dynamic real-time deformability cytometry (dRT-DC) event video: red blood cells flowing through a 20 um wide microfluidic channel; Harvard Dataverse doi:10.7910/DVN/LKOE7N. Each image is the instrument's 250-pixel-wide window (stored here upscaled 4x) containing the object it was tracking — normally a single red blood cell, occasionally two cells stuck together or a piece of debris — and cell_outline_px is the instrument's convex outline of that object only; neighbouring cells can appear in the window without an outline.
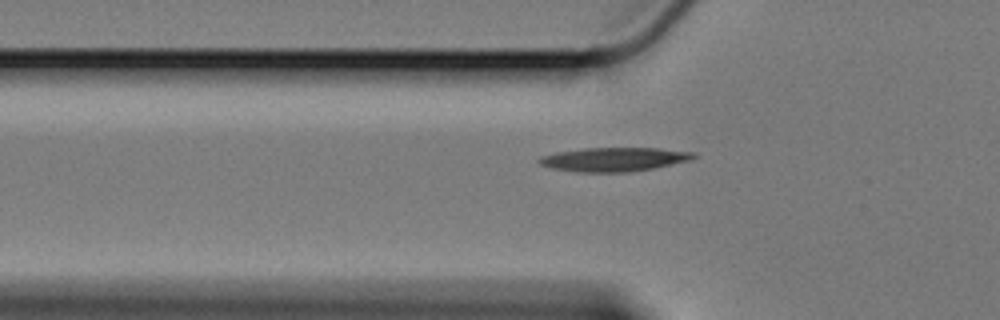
{"species": "Egyptian fruit bat (a non-hibernating species)", "species_latin": "Rousettus aegyptiacus", "temperature_condition": "cold", "stored_images_in_passage": 37, "camera_frame_rate_fps": 3000, "um_per_image_px": 0.085, "animal": {"sex": "female"}, "frame": {"image": 1, "passage_image": 2, "time_ms": 0.333, "image_size_px": [1000, 320], "cell_outline_px": [[696, 156], [688, 160], [652, 168], [628, 172], [576, 172], [552, 168], [540, 164], [536, 160], [540, 156], [556, 152], [584, 148], [660, 148], [696, 152]], "centroid_in_image_um": [52.14, 13.54], "position_along_channel_um": 73.7, "area_um2": 21.44}}
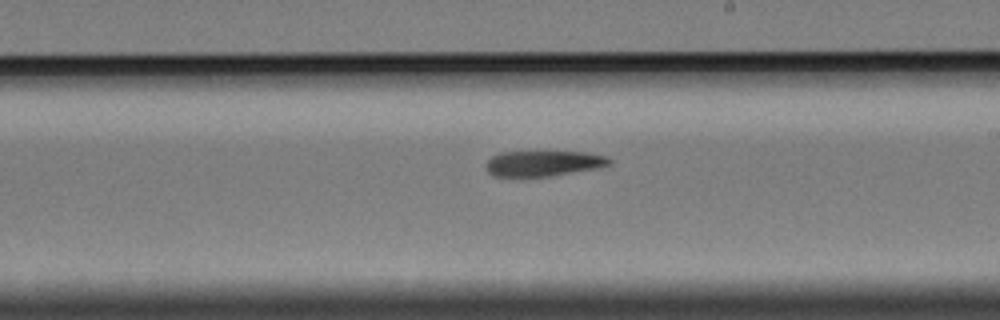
{"frame": {"image": 2, "passage_image": 17, "time_ms": 5.333, "image_size_px": [1000, 320], "cell_outline_px": [[612, 164], [600, 168], [548, 176], [492, 176], [488, 172], [488, 160], [492, 156], [500, 152], [588, 152], [608, 156], [612, 160]], "centroid_in_image_um": [46.27, 13.88], "position_along_channel_um": 242.7, "area_um2": 18.32}}
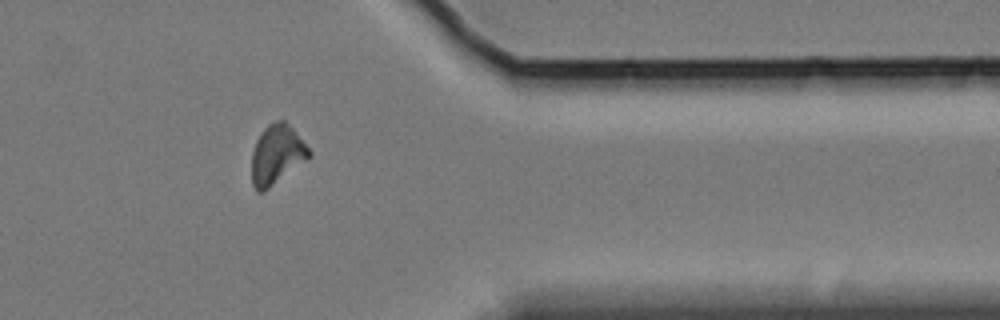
{"frame": {"image": 3, "passage_image": 31, "time_ms": 10.0, "image_size_px": [1000, 320], "cell_outline_px": [[312, 156], [264, 192], [256, 192], [252, 184], [252, 152], [256, 140], [264, 128], [272, 120], [284, 120], [292, 128], [312, 152]], "centroid_in_image_um": [23.52, 13.15], "position_along_channel_um": 387.9, "area_um2": 19.94}}